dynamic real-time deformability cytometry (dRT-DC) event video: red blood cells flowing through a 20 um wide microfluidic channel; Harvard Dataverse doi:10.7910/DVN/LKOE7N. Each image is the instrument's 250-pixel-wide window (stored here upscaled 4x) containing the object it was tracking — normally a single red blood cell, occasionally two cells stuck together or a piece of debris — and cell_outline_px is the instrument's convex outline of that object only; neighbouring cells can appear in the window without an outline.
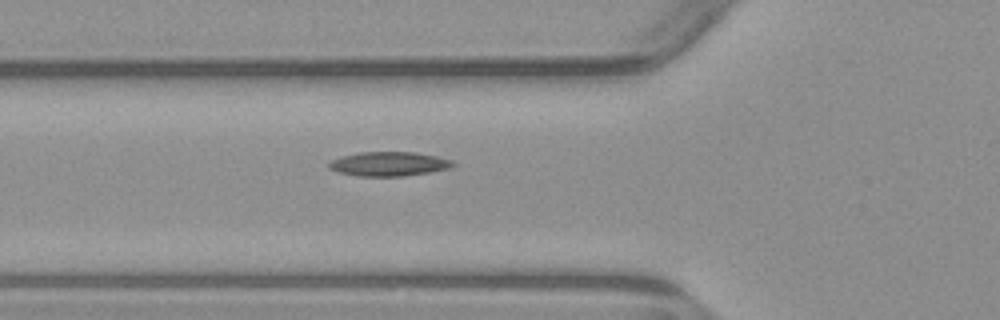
{"species": "common noctule bat (a hibernating species)", "species_latin": "Nyctalus noctula", "temperature_condition": "warm", "stored_images_in_passage": 4, "camera_frame_rate_fps": 3000, "um_per_image_px": 0.085, "animal": {"sex": "male", "body_mass_g": 23.1, "forearm_length_mm": 52.7}, "frame": {"image": 1, "passage_image": 4, "time_ms": 3.667, "image_size_px": [1000, 320], "cell_outline_px": [[456, 164], [448, 168], [428, 172], [404, 176], [360, 176], [340, 172], [328, 168], [328, 164], [332, 160], [340, 156], [356, 152], [416, 152], [436, 156], [452, 160]], "centroid_in_image_um": [33.03, 13.92], "position_along_channel_um": 92.8, "area_um2": 17.46}}